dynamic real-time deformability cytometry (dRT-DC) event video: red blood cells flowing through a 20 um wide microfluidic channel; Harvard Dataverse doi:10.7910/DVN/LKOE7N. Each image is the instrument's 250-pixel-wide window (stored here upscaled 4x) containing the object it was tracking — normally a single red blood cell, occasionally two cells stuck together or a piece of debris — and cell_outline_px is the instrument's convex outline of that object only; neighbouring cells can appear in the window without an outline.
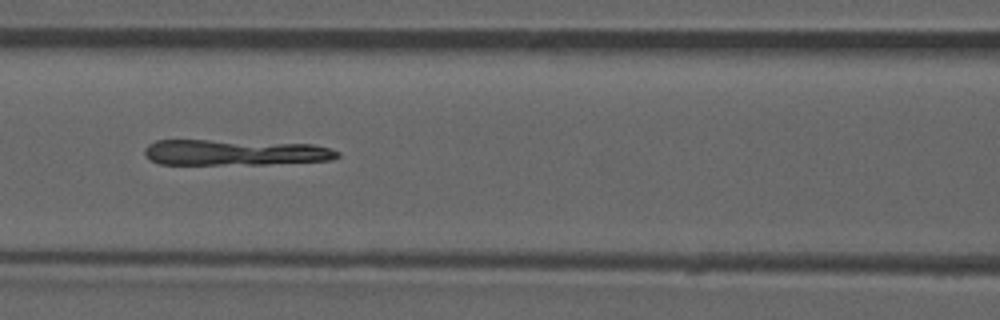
{"species": "common noctule bat (a hibernating species)", "species_latin": "Nyctalus noctula", "temperature_condition": "room temperature", "stored_images_in_passage": 52, "camera_frame_rate_fps": 3000, "um_per_image_px": 0.085, "animal": {"sex": "male", "forearm_length_mm": 52.5}, "frame": {"image": 1, "passage_image": 22, "time_ms": 7.0, "image_size_px": [1000, 320], "cell_outline_px": [[340, 156], [332, 160], [268, 164], [160, 164], [152, 160], [144, 152], [144, 148], [148, 144], [156, 140], [208, 140], [312, 144], [332, 148], [340, 152]], "centroid_in_image_um": [20.0, 12.96], "position_along_channel_um": 146.6, "area_um2": 28.9}}